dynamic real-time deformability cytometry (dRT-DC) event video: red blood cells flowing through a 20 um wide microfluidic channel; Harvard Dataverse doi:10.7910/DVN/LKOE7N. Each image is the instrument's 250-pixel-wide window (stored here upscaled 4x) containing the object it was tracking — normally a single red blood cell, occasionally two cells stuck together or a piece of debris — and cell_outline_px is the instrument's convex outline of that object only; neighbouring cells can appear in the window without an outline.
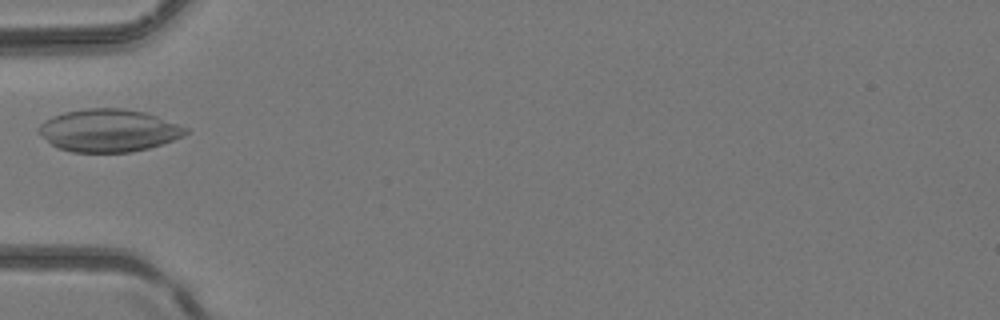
{"species": "common noctule bat (a hibernating species)", "species_latin": "Nyctalus noctula", "temperature_condition": "room temperature", "stored_images_in_passage": 3, "camera_frame_rate_fps": 3000, "um_per_image_px": 0.085, "animal": {"sex": "female", "body_mass_g": 24.6, "forearm_length_mm": 56.2}, "frame": {"image": 1, "passage_image": 3, "time_ms": 0.667, "image_size_px": [1000, 320], "cell_outline_px": [[188, 132], [184, 136], [148, 148], [132, 152], [72, 152], [60, 148], [52, 144], [36, 132], [36, 128], [44, 120], [52, 116], [64, 112], [88, 108], [120, 108], [144, 112], [156, 116], [188, 128]], "centroid_in_image_um": [9.19, 11.09], "position_along_channel_um": 75.8, "area_um2": 36.36}}